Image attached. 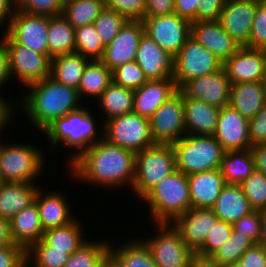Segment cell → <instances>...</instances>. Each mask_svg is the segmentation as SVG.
<instances>
[{
  "mask_svg": "<svg viewBox=\"0 0 266 267\" xmlns=\"http://www.w3.org/2000/svg\"><path fill=\"white\" fill-rule=\"evenodd\" d=\"M67 167L71 168V177L77 181L111 189L127 185L131 190L135 177V153L103 138Z\"/></svg>",
  "mask_w": 266,
  "mask_h": 267,
  "instance_id": "cell-1",
  "label": "cell"
},
{
  "mask_svg": "<svg viewBox=\"0 0 266 267\" xmlns=\"http://www.w3.org/2000/svg\"><path fill=\"white\" fill-rule=\"evenodd\" d=\"M25 88L28 91L22 96L21 110L38 131L43 132L57 118L81 107L77 89L59 83L51 76Z\"/></svg>",
  "mask_w": 266,
  "mask_h": 267,
  "instance_id": "cell-2",
  "label": "cell"
},
{
  "mask_svg": "<svg viewBox=\"0 0 266 267\" xmlns=\"http://www.w3.org/2000/svg\"><path fill=\"white\" fill-rule=\"evenodd\" d=\"M92 110L81 106L79 109L57 118L50 124L43 134L50 142V148L54 152L57 146L63 145L65 148H74L69 160V166L77 160L91 145L103 139V125L97 130L95 117ZM54 149V150H53Z\"/></svg>",
  "mask_w": 266,
  "mask_h": 267,
  "instance_id": "cell-3",
  "label": "cell"
},
{
  "mask_svg": "<svg viewBox=\"0 0 266 267\" xmlns=\"http://www.w3.org/2000/svg\"><path fill=\"white\" fill-rule=\"evenodd\" d=\"M153 223H172L191 209L187 175L176 169L162 179L143 198Z\"/></svg>",
  "mask_w": 266,
  "mask_h": 267,
  "instance_id": "cell-4",
  "label": "cell"
},
{
  "mask_svg": "<svg viewBox=\"0 0 266 267\" xmlns=\"http://www.w3.org/2000/svg\"><path fill=\"white\" fill-rule=\"evenodd\" d=\"M172 145L176 169L187 176L221 167L225 150L214 136L186 134Z\"/></svg>",
  "mask_w": 266,
  "mask_h": 267,
  "instance_id": "cell-5",
  "label": "cell"
},
{
  "mask_svg": "<svg viewBox=\"0 0 266 267\" xmlns=\"http://www.w3.org/2000/svg\"><path fill=\"white\" fill-rule=\"evenodd\" d=\"M7 144L0 141V178L2 182H37L36 180L41 173L43 175L45 170L46 159L41 149H36V146L29 143L27 145L24 143Z\"/></svg>",
  "mask_w": 266,
  "mask_h": 267,
  "instance_id": "cell-6",
  "label": "cell"
},
{
  "mask_svg": "<svg viewBox=\"0 0 266 267\" xmlns=\"http://www.w3.org/2000/svg\"><path fill=\"white\" fill-rule=\"evenodd\" d=\"M176 170L172 144H155L135 153V177L132 191L142 199L162 179Z\"/></svg>",
  "mask_w": 266,
  "mask_h": 267,
  "instance_id": "cell-7",
  "label": "cell"
},
{
  "mask_svg": "<svg viewBox=\"0 0 266 267\" xmlns=\"http://www.w3.org/2000/svg\"><path fill=\"white\" fill-rule=\"evenodd\" d=\"M103 138L110 144L134 153L155 145L151 135L150 120L135 112L116 116L104 122Z\"/></svg>",
  "mask_w": 266,
  "mask_h": 267,
  "instance_id": "cell-8",
  "label": "cell"
},
{
  "mask_svg": "<svg viewBox=\"0 0 266 267\" xmlns=\"http://www.w3.org/2000/svg\"><path fill=\"white\" fill-rule=\"evenodd\" d=\"M157 235L142 241L149 248L157 267H189L194 253L172 223H154ZM157 229V230H156Z\"/></svg>",
  "mask_w": 266,
  "mask_h": 267,
  "instance_id": "cell-9",
  "label": "cell"
},
{
  "mask_svg": "<svg viewBox=\"0 0 266 267\" xmlns=\"http://www.w3.org/2000/svg\"><path fill=\"white\" fill-rule=\"evenodd\" d=\"M223 62L192 36L175 57L173 80L180 90L189 80L218 72Z\"/></svg>",
  "mask_w": 266,
  "mask_h": 267,
  "instance_id": "cell-10",
  "label": "cell"
},
{
  "mask_svg": "<svg viewBox=\"0 0 266 267\" xmlns=\"http://www.w3.org/2000/svg\"><path fill=\"white\" fill-rule=\"evenodd\" d=\"M3 33L0 39L7 47L13 78H18L16 80L26 87L51 76V58L48 55L17 44L6 32Z\"/></svg>",
  "mask_w": 266,
  "mask_h": 267,
  "instance_id": "cell-11",
  "label": "cell"
},
{
  "mask_svg": "<svg viewBox=\"0 0 266 267\" xmlns=\"http://www.w3.org/2000/svg\"><path fill=\"white\" fill-rule=\"evenodd\" d=\"M150 130L155 144H173L186 135L184 93L178 90L152 115Z\"/></svg>",
  "mask_w": 266,
  "mask_h": 267,
  "instance_id": "cell-12",
  "label": "cell"
},
{
  "mask_svg": "<svg viewBox=\"0 0 266 267\" xmlns=\"http://www.w3.org/2000/svg\"><path fill=\"white\" fill-rule=\"evenodd\" d=\"M141 21L144 34L174 57L191 37V22L179 17L176 13L144 17Z\"/></svg>",
  "mask_w": 266,
  "mask_h": 267,
  "instance_id": "cell-13",
  "label": "cell"
},
{
  "mask_svg": "<svg viewBox=\"0 0 266 267\" xmlns=\"http://www.w3.org/2000/svg\"><path fill=\"white\" fill-rule=\"evenodd\" d=\"M48 16L29 15L16 9L6 33L17 43L49 56Z\"/></svg>",
  "mask_w": 266,
  "mask_h": 267,
  "instance_id": "cell-14",
  "label": "cell"
},
{
  "mask_svg": "<svg viewBox=\"0 0 266 267\" xmlns=\"http://www.w3.org/2000/svg\"><path fill=\"white\" fill-rule=\"evenodd\" d=\"M143 34L144 26L141 20H128L116 37L105 46L100 61L111 71L125 63L135 61L138 45Z\"/></svg>",
  "mask_w": 266,
  "mask_h": 267,
  "instance_id": "cell-15",
  "label": "cell"
},
{
  "mask_svg": "<svg viewBox=\"0 0 266 267\" xmlns=\"http://www.w3.org/2000/svg\"><path fill=\"white\" fill-rule=\"evenodd\" d=\"M188 98L219 108L230 104L231 82L224 69L189 80L180 89Z\"/></svg>",
  "mask_w": 266,
  "mask_h": 267,
  "instance_id": "cell-16",
  "label": "cell"
},
{
  "mask_svg": "<svg viewBox=\"0 0 266 267\" xmlns=\"http://www.w3.org/2000/svg\"><path fill=\"white\" fill-rule=\"evenodd\" d=\"M225 151L251 148L249 119L230 105L220 108L217 128L213 135Z\"/></svg>",
  "mask_w": 266,
  "mask_h": 267,
  "instance_id": "cell-17",
  "label": "cell"
},
{
  "mask_svg": "<svg viewBox=\"0 0 266 267\" xmlns=\"http://www.w3.org/2000/svg\"><path fill=\"white\" fill-rule=\"evenodd\" d=\"M255 12L256 0H226L218 21L240 46H246Z\"/></svg>",
  "mask_w": 266,
  "mask_h": 267,
  "instance_id": "cell-18",
  "label": "cell"
},
{
  "mask_svg": "<svg viewBox=\"0 0 266 267\" xmlns=\"http://www.w3.org/2000/svg\"><path fill=\"white\" fill-rule=\"evenodd\" d=\"M218 220L212 209L191 208L176 218L172 224L179 231L188 248L195 254L203 246L208 232Z\"/></svg>",
  "mask_w": 266,
  "mask_h": 267,
  "instance_id": "cell-19",
  "label": "cell"
},
{
  "mask_svg": "<svg viewBox=\"0 0 266 267\" xmlns=\"http://www.w3.org/2000/svg\"><path fill=\"white\" fill-rule=\"evenodd\" d=\"M231 84L263 81V49L241 46L222 67Z\"/></svg>",
  "mask_w": 266,
  "mask_h": 267,
  "instance_id": "cell-20",
  "label": "cell"
},
{
  "mask_svg": "<svg viewBox=\"0 0 266 267\" xmlns=\"http://www.w3.org/2000/svg\"><path fill=\"white\" fill-rule=\"evenodd\" d=\"M135 62L148 80L173 78L175 57L163 50L146 34L140 39Z\"/></svg>",
  "mask_w": 266,
  "mask_h": 267,
  "instance_id": "cell-21",
  "label": "cell"
},
{
  "mask_svg": "<svg viewBox=\"0 0 266 267\" xmlns=\"http://www.w3.org/2000/svg\"><path fill=\"white\" fill-rule=\"evenodd\" d=\"M191 36L222 62L241 47L222 28L219 21L191 22Z\"/></svg>",
  "mask_w": 266,
  "mask_h": 267,
  "instance_id": "cell-22",
  "label": "cell"
},
{
  "mask_svg": "<svg viewBox=\"0 0 266 267\" xmlns=\"http://www.w3.org/2000/svg\"><path fill=\"white\" fill-rule=\"evenodd\" d=\"M64 194L59 191L45 192L41 187L38 189L34 202L36 203L40 222L44 232L63 227L75 220L73 213L71 214L70 206Z\"/></svg>",
  "mask_w": 266,
  "mask_h": 267,
  "instance_id": "cell-23",
  "label": "cell"
},
{
  "mask_svg": "<svg viewBox=\"0 0 266 267\" xmlns=\"http://www.w3.org/2000/svg\"><path fill=\"white\" fill-rule=\"evenodd\" d=\"M177 91L178 88L172 78L148 80L134 90L133 112L150 119L155 111Z\"/></svg>",
  "mask_w": 266,
  "mask_h": 267,
  "instance_id": "cell-24",
  "label": "cell"
},
{
  "mask_svg": "<svg viewBox=\"0 0 266 267\" xmlns=\"http://www.w3.org/2000/svg\"><path fill=\"white\" fill-rule=\"evenodd\" d=\"M192 208L211 209L226 185L220 169L187 176Z\"/></svg>",
  "mask_w": 266,
  "mask_h": 267,
  "instance_id": "cell-25",
  "label": "cell"
},
{
  "mask_svg": "<svg viewBox=\"0 0 266 267\" xmlns=\"http://www.w3.org/2000/svg\"><path fill=\"white\" fill-rule=\"evenodd\" d=\"M185 129L189 135L215 134L219 116V107L208 103L188 98L184 94Z\"/></svg>",
  "mask_w": 266,
  "mask_h": 267,
  "instance_id": "cell-26",
  "label": "cell"
},
{
  "mask_svg": "<svg viewBox=\"0 0 266 267\" xmlns=\"http://www.w3.org/2000/svg\"><path fill=\"white\" fill-rule=\"evenodd\" d=\"M9 227L13 243L23 247L26 251L39 241L43 237L44 229L36 203L16 213L9 220Z\"/></svg>",
  "mask_w": 266,
  "mask_h": 267,
  "instance_id": "cell-27",
  "label": "cell"
},
{
  "mask_svg": "<svg viewBox=\"0 0 266 267\" xmlns=\"http://www.w3.org/2000/svg\"><path fill=\"white\" fill-rule=\"evenodd\" d=\"M266 103V84L247 82L231 84L230 106L247 119L253 118Z\"/></svg>",
  "mask_w": 266,
  "mask_h": 267,
  "instance_id": "cell-28",
  "label": "cell"
},
{
  "mask_svg": "<svg viewBox=\"0 0 266 267\" xmlns=\"http://www.w3.org/2000/svg\"><path fill=\"white\" fill-rule=\"evenodd\" d=\"M40 188L36 183L3 182L0 186V217L10 220L34 203Z\"/></svg>",
  "mask_w": 266,
  "mask_h": 267,
  "instance_id": "cell-29",
  "label": "cell"
},
{
  "mask_svg": "<svg viewBox=\"0 0 266 267\" xmlns=\"http://www.w3.org/2000/svg\"><path fill=\"white\" fill-rule=\"evenodd\" d=\"M211 209L219 220L231 224L254 210L244 195L241 186L233 184H226L223 187Z\"/></svg>",
  "mask_w": 266,
  "mask_h": 267,
  "instance_id": "cell-30",
  "label": "cell"
},
{
  "mask_svg": "<svg viewBox=\"0 0 266 267\" xmlns=\"http://www.w3.org/2000/svg\"><path fill=\"white\" fill-rule=\"evenodd\" d=\"M89 58L79 53H68L51 59V77L66 86L78 89Z\"/></svg>",
  "mask_w": 266,
  "mask_h": 267,
  "instance_id": "cell-31",
  "label": "cell"
},
{
  "mask_svg": "<svg viewBox=\"0 0 266 267\" xmlns=\"http://www.w3.org/2000/svg\"><path fill=\"white\" fill-rule=\"evenodd\" d=\"M49 57L75 52V29L62 15L48 16Z\"/></svg>",
  "mask_w": 266,
  "mask_h": 267,
  "instance_id": "cell-32",
  "label": "cell"
},
{
  "mask_svg": "<svg viewBox=\"0 0 266 267\" xmlns=\"http://www.w3.org/2000/svg\"><path fill=\"white\" fill-rule=\"evenodd\" d=\"M220 170L226 184L240 185L256 170L251 149L225 151Z\"/></svg>",
  "mask_w": 266,
  "mask_h": 267,
  "instance_id": "cell-33",
  "label": "cell"
},
{
  "mask_svg": "<svg viewBox=\"0 0 266 267\" xmlns=\"http://www.w3.org/2000/svg\"><path fill=\"white\" fill-rule=\"evenodd\" d=\"M133 100L134 90L124 88L112 81L97 98L98 105H101L100 108L105 113V119H103L104 121L101 122V125L113 117L133 112Z\"/></svg>",
  "mask_w": 266,
  "mask_h": 267,
  "instance_id": "cell-34",
  "label": "cell"
},
{
  "mask_svg": "<svg viewBox=\"0 0 266 267\" xmlns=\"http://www.w3.org/2000/svg\"><path fill=\"white\" fill-rule=\"evenodd\" d=\"M113 81L112 71L100 60H90L77 89L81 101L84 96L98 98Z\"/></svg>",
  "mask_w": 266,
  "mask_h": 267,
  "instance_id": "cell-35",
  "label": "cell"
},
{
  "mask_svg": "<svg viewBox=\"0 0 266 267\" xmlns=\"http://www.w3.org/2000/svg\"><path fill=\"white\" fill-rule=\"evenodd\" d=\"M78 220L79 219H75L73 222L63 227L45 231L42 239L48 245L52 246L53 250L65 251L71 255L88 241L83 234L82 225Z\"/></svg>",
  "mask_w": 266,
  "mask_h": 267,
  "instance_id": "cell-36",
  "label": "cell"
},
{
  "mask_svg": "<svg viewBox=\"0 0 266 267\" xmlns=\"http://www.w3.org/2000/svg\"><path fill=\"white\" fill-rule=\"evenodd\" d=\"M132 239H127L128 241L125 243L118 244V248H114V244L110 242V252L124 267H157L149 248L142 239L135 237H132Z\"/></svg>",
  "mask_w": 266,
  "mask_h": 267,
  "instance_id": "cell-37",
  "label": "cell"
},
{
  "mask_svg": "<svg viewBox=\"0 0 266 267\" xmlns=\"http://www.w3.org/2000/svg\"><path fill=\"white\" fill-rule=\"evenodd\" d=\"M105 8V0H65L62 15L74 29L93 24Z\"/></svg>",
  "mask_w": 266,
  "mask_h": 267,
  "instance_id": "cell-38",
  "label": "cell"
},
{
  "mask_svg": "<svg viewBox=\"0 0 266 267\" xmlns=\"http://www.w3.org/2000/svg\"><path fill=\"white\" fill-rule=\"evenodd\" d=\"M88 241L73 252L63 267H102V263L110 252V242Z\"/></svg>",
  "mask_w": 266,
  "mask_h": 267,
  "instance_id": "cell-39",
  "label": "cell"
},
{
  "mask_svg": "<svg viewBox=\"0 0 266 267\" xmlns=\"http://www.w3.org/2000/svg\"><path fill=\"white\" fill-rule=\"evenodd\" d=\"M105 46L93 24L75 29V52L90 60H100Z\"/></svg>",
  "mask_w": 266,
  "mask_h": 267,
  "instance_id": "cell-40",
  "label": "cell"
},
{
  "mask_svg": "<svg viewBox=\"0 0 266 267\" xmlns=\"http://www.w3.org/2000/svg\"><path fill=\"white\" fill-rule=\"evenodd\" d=\"M69 257L65 251L53 250L42 238L26 251V258L36 267H63Z\"/></svg>",
  "mask_w": 266,
  "mask_h": 267,
  "instance_id": "cell-41",
  "label": "cell"
},
{
  "mask_svg": "<svg viewBox=\"0 0 266 267\" xmlns=\"http://www.w3.org/2000/svg\"><path fill=\"white\" fill-rule=\"evenodd\" d=\"M255 243L247 235L232 230L229 240L210 257L220 266L239 261L242 254Z\"/></svg>",
  "mask_w": 266,
  "mask_h": 267,
  "instance_id": "cell-42",
  "label": "cell"
},
{
  "mask_svg": "<svg viewBox=\"0 0 266 267\" xmlns=\"http://www.w3.org/2000/svg\"><path fill=\"white\" fill-rule=\"evenodd\" d=\"M240 186L254 210L266 211V175L263 172L255 170Z\"/></svg>",
  "mask_w": 266,
  "mask_h": 267,
  "instance_id": "cell-43",
  "label": "cell"
},
{
  "mask_svg": "<svg viewBox=\"0 0 266 267\" xmlns=\"http://www.w3.org/2000/svg\"><path fill=\"white\" fill-rule=\"evenodd\" d=\"M128 20L116 11L104 8L93 25L104 46L108 45Z\"/></svg>",
  "mask_w": 266,
  "mask_h": 267,
  "instance_id": "cell-44",
  "label": "cell"
},
{
  "mask_svg": "<svg viewBox=\"0 0 266 267\" xmlns=\"http://www.w3.org/2000/svg\"><path fill=\"white\" fill-rule=\"evenodd\" d=\"M113 81L124 88L136 90L144 85L148 79L143 70L135 62H128L112 71Z\"/></svg>",
  "mask_w": 266,
  "mask_h": 267,
  "instance_id": "cell-45",
  "label": "cell"
},
{
  "mask_svg": "<svg viewBox=\"0 0 266 267\" xmlns=\"http://www.w3.org/2000/svg\"><path fill=\"white\" fill-rule=\"evenodd\" d=\"M232 230L233 227L231 223L218 220L214 227L208 232L203 246L195 254L210 257L229 240Z\"/></svg>",
  "mask_w": 266,
  "mask_h": 267,
  "instance_id": "cell-46",
  "label": "cell"
},
{
  "mask_svg": "<svg viewBox=\"0 0 266 267\" xmlns=\"http://www.w3.org/2000/svg\"><path fill=\"white\" fill-rule=\"evenodd\" d=\"M65 0H16V7L29 15L54 16L62 14Z\"/></svg>",
  "mask_w": 266,
  "mask_h": 267,
  "instance_id": "cell-47",
  "label": "cell"
},
{
  "mask_svg": "<svg viewBox=\"0 0 266 267\" xmlns=\"http://www.w3.org/2000/svg\"><path fill=\"white\" fill-rule=\"evenodd\" d=\"M247 48H266V1H256V12L253 20Z\"/></svg>",
  "mask_w": 266,
  "mask_h": 267,
  "instance_id": "cell-48",
  "label": "cell"
},
{
  "mask_svg": "<svg viewBox=\"0 0 266 267\" xmlns=\"http://www.w3.org/2000/svg\"><path fill=\"white\" fill-rule=\"evenodd\" d=\"M263 211L253 210L232 224L233 230L247 235L255 244H259L262 228Z\"/></svg>",
  "mask_w": 266,
  "mask_h": 267,
  "instance_id": "cell-49",
  "label": "cell"
},
{
  "mask_svg": "<svg viewBox=\"0 0 266 267\" xmlns=\"http://www.w3.org/2000/svg\"><path fill=\"white\" fill-rule=\"evenodd\" d=\"M105 8L118 12L127 20H142L146 13V0H105Z\"/></svg>",
  "mask_w": 266,
  "mask_h": 267,
  "instance_id": "cell-50",
  "label": "cell"
},
{
  "mask_svg": "<svg viewBox=\"0 0 266 267\" xmlns=\"http://www.w3.org/2000/svg\"><path fill=\"white\" fill-rule=\"evenodd\" d=\"M249 138L251 146L266 143V103L253 118L249 119Z\"/></svg>",
  "mask_w": 266,
  "mask_h": 267,
  "instance_id": "cell-51",
  "label": "cell"
},
{
  "mask_svg": "<svg viewBox=\"0 0 266 267\" xmlns=\"http://www.w3.org/2000/svg\"><path fill=\"white\" fill-rule=\"evenodd\" d=\"M196 12L198 21H218L226 0H200Z\"/></svg>",
  "mask_w": 266,
  "mask_h": 267,
  "instance_id": "cell-52",
  "label": "cell"
},
{
  "mask_svg": "<svg viewBox=\"0 0 266 267\" xmlns=\"http://www.w3.org/2000/svg\"><path fill=\"white\" fill-rule=\"evenodd\" d=\"M26 258V250L16 244L0 247V267H18Z\"/></svg>",
  "mask_w": 266,
  "mask_h": 267,
  "instance_id": "cell-53",
  "label": "cell"
},
{
  "mask_svg": "<svg viewBox=\"0 0 266 267\" xmlns=\"http://www.w3.org/2000/svg\"><path fill=\"white\" fill-rule=\"evenodd\" d=\"M239 261L245 267H266V248L260 244H254L242 254Z\"/></svg>",
  "mask_w": 266,
  "mask_h": 267,
  "instance_id": "cell-54",
  "label": "cell"
},
{
  "mask_svg": "<svg viewBox=\"0 0 266 267\" xmlns=\"http://www.w3.org/2000/svg\"><path fill=\"white\" fill-rule=\"evenodd\" d=\"M174 5L175 0H146L145 17L173 14Z\"/></svg>",
  "mask_w": 266,
  "mask_h": 267,
  "instance_id": "cell-55",
  "label": "cell"
},
{
  "mask_svg": "<svg viewBox=\"0 0 266 267\" xmlns=\"http://www.w3.org/2000/svg\"><path fill=\"white\" fill-rule=\"evenodd\" d=\"M200 2V0H175L174 13L189 22H196V12Z\"/></svg>",
  "mask_w": 266,
  "mask_h": 267,
  "instance_id": "cell-56",
  "label": "cell"
},
{
  "mask_svg": "<svg viewBox=\"0 0 266 267\" xmlns=\"http://www.w3.org/2000/svg\"><path fill=\"white\" fill-rule=\"evenodd\" d=\"M13 79L10 72L9 54L5 43L0 40V94L1 89ZM3 95L1 94L0 97Z\"/></svg>",
  "mask_w": 266,
  "mask_h": 267,
  "instance_id": "cell-57",
  "label": "cell"
},
{
  "mask_svg": "<svg viewBox=\"0 0 266 267\" xmlns=\"http://www.w3.org/2000/svg\"><path fill=\"white\" fill-rule=\"evenodd\" d=\"M16 9V0H0V29L6 28L3 30L5 32L8 30Z\"/></svg>",
  "mask_w": 266,
  "mask_h": 267,
  "instance_id": "cell-58",
  "label": "cell"
},
{
  "mask_svg": "<svg viewBox=\"0 0 266 267\" xmlns=\"http://www.w3.org/2000/svg\"><path fill=\"white\" fill-rule=\"evenodd\" d=\"M14 110L15 107L9 99L6 100L5 97H0V136L3 131L5 132L4 129H7V126L13 122Z\"/></svg>",
  "mask_w": 266,
  "mask_h": 267,
  "instance_id": "cell-59",
  "label": "cell"
},
{
  "mask_svg": "<svg viewBox=\"0 0 266 267\" xmlns=\"http://www.w3.org/2000/svg\"><path fill=\"white\" fill-rule=\"evenodd\" d=\"M255 169L266 175V143L251 146Z\"/></svg>",
  "mask_w": 266,
  "mask_h": 267,
  "instance_id": "cell-60",
  "label": "cell"
},
{
  "mask_svg": "<svg viewBox=\"0 0 266 267\" xmlns=\"http://www.w3.org/2000/svg\"><path fill=\"white\" fill-rule=\"evenodd\" d=\"M10 236L9 220L0 217V247L13 245Z\"/></svg>",
  "mask_w": 266,
  "mask_h": 267,
  "instance_id": "cell-61",
  "label": "cell"
},
{
  "mask_svg": "<svg viewBox=\"0 0 266 267\" xmlns=\"http://www.w3.org/2000/svg\"><path fill=\"white\" fill-rule=\"evenodd\" d=\"M189 267H221V266L211 257H205L194 254L190 260Z\"/></svg>",
  "mask_w": 266,
  "mask_h": 267,
  "instance_id": "cell-62",
  "label": "cell"
},
{
  "mask_svg": "<svg viewBox=\"0 0 266 267\" xmlns=\"http://www.w3.org/2000/svg\"><path fill=\"white\" fill-rule=\"evenodd\" d=\"M102 267H124V266L111 252H109L102 263Z\"/></svg>",
  "mask_w": 266,
  "mask_h": 267,
  "instance_id": "cell-63",
  "label": "cell"
},
{
  "mask_svg": "<svg viewBox=\"0 0 266 267\" xmlns=\"http://www.w3.org/2000/svg\"><path fill=\"white\" fill-rule=\"evenodd\" d=\"M259 244L266 248V211H263L262 228Z\"/></svg>",
  "mask_w": 266,
  "mask_h": 267,
  "instance_id": "cell-64",
  "label": "cell"
},
{
  "mask_svg": "<svg viewBox=\"0 0 266 267\" xmlns=\"http://www.w3.org/2000/svg\"><path fill=\"white\" fill-rule=\"evenodd\" d=\"M221 267H245V266L240 261H236L234 263H229Z\"/></svg>",
  "mask_w": 266,
  "mask_h": 267,
  "instance_id": "cell-65",
  "label": "cell"
},
{
  "mask_svg": "<svg viewBox=\"0 0 266 267\" xmlns=\"http://www.w3.org/2000/svg\"><path fill=\"white\" fill-rule=\"evenodd\" d=\"M264 55V74H263V82L266 84V48L263 49Z\"/></svg>",
  "mask_w": 266,
  "mask_h": 267,
  "instance_id": "cell-66",
  "label": "cell"
},
{
  "mask_svg": "<svg viewBox=\"0 0 266 267\" xmlns=\"http://www.w3.org/2000/svg\"><path fill=\"white\" fill-rule=\"evenodd\" d=\"M31 266H32L31 261L28 258H25L24 261L18 267H31ZM33 266L36 267L35 265Z\"/></svg>",
  "mask_w": 266,
  "mask_h": 267,
  "instance_id": "cell-67",
  "label": "cell"
}]
</instances>
